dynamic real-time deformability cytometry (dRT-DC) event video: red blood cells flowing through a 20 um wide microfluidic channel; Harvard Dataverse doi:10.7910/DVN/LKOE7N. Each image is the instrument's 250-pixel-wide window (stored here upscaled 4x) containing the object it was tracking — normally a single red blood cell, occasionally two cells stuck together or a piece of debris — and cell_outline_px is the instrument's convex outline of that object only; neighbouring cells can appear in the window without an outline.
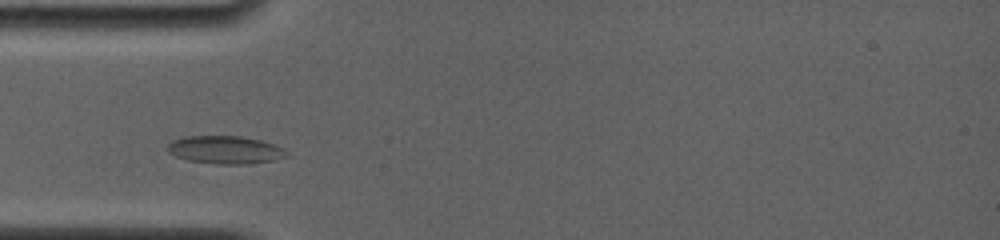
{"species": "common noctule bat (a hibernating species)", "species_latin": "Nyctalus noctula", "temperature_condition": "room temperature", "stored_images_in_passage": 60, "camera_frame_rate_fps": 4000, "um_per_image_px": 0.085, "animal": {"sex": "female", "body_mass_g": 19.0, "forearm_length_mm": 56.7}, "frame": {"image": 1, "passage_image": 8, "time_ms": 1.75, "image_size_px": [1000, 240], "cell_outline_px": [[288, 156], [272, 160], [248, 164], [216, 164], [188, 160], [176, 156], [168, 152], [168, 144], [172, 140], [184, 136], [240, 136], [260, 140], [284, 148], [288, 152]], "centroid_in_image_um": [19.14, 12.73], "position_along_channel_um": 65.9, "area_um2": 19.31}}
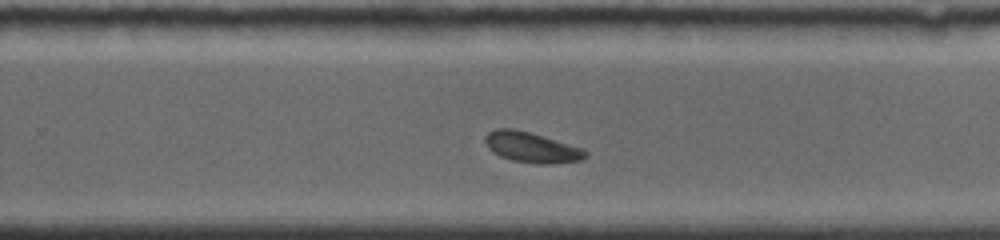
{"frame": {"image": 2, "passage_image": 37, "time_ms": 7.5, "image_size_px": [1000, 240], "cell_outline_px": [[588, 156], [580, 160], [552, 164], [540, 164], [512, 160], [500, 156], [488, 148], [484, 140], [484, 136], [488, 132], [496, 128], [512, 128], [528, 132], [584, 148], [588, 152]], "centroid_in_image_um": [45.19, 12.52], "position_along_channel_um": 284.6, "area_um2": 17.74}}
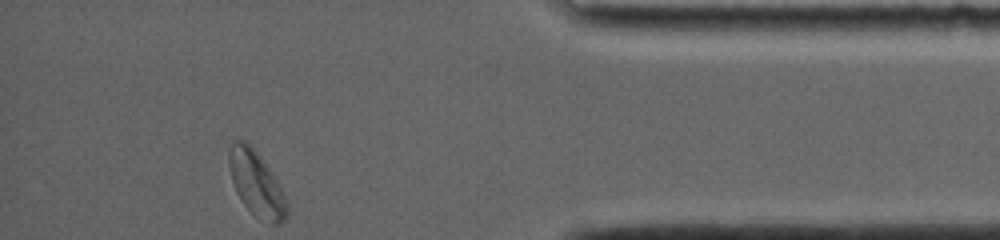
{"frame": {"image": 3, "passage_image": 60, "time_ms": 11.5, "image_size_px": [1000, 240], "cell_outline_px": [[288, 216], [280, 224], [272, 224], [256, 216], [244, 204], [236, 192], [232, 180], [228, 164], [228, 152], [232, 140], [244, 140], [260, 156], [276, 180], [288, 204]], "centroid_in_image_um": [21.78, 15.62], "position_along_channel_um": 413.4, "area_um2": 21.56}, "authors_computed_cell_mechanics": {"area_um2": 18.0336, "velocity_mm_per_s": 3.8119, "shape_relaxation_time_tau1_ms": 2.7536, "shape_relaxation_time_tau2_ms": 3.332, "deformation_change_tau1": 0.1011, "deformation_change_tau2": 0.0619}}